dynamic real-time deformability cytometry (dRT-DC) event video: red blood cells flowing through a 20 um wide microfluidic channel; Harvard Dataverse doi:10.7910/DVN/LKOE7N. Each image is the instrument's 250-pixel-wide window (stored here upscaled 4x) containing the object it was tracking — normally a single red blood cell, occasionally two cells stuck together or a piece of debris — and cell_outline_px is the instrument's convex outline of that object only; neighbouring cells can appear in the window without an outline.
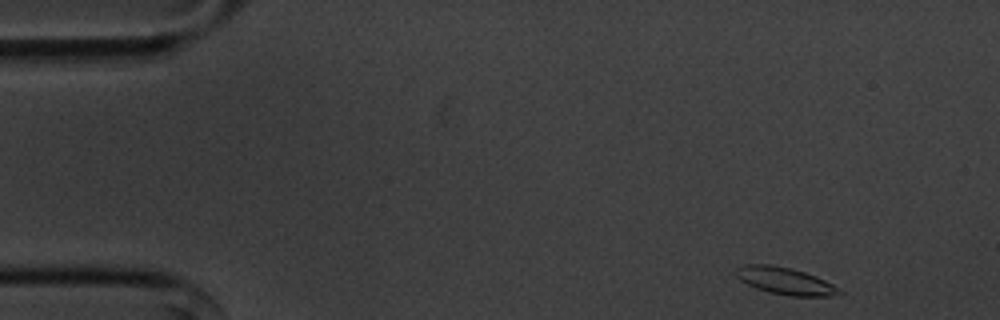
{"species": "common noctule bat (a hibernating species)", "species_latin": "Nyctalus noctula", "temperature_condition": "cold", "stored_images_in_passage": 51, "camera_frame_rate_fps": 3000, "um_per_image_px": 0.085, "animal": {"sex": "male", "body_mass_g": 20.1, "forearm_length_mm": 53.5}, "frame": {"image": 1, "passage_image": 1, "time_ms": 0.0, "image_size_px": [1000, 320], "cell_outline_px": [[844, 292], [832, 296], [792, 296], [768, 292], [756, 288], [740, 280], [736, 276], [736, 268], [744, 264], [768, 264], [792, 268], [816, 276], [840, 288]], "centroid_in_image_um": [66.74, 23.88], "position_along_channel_um": 18.3, "area_um2": 16.3}}
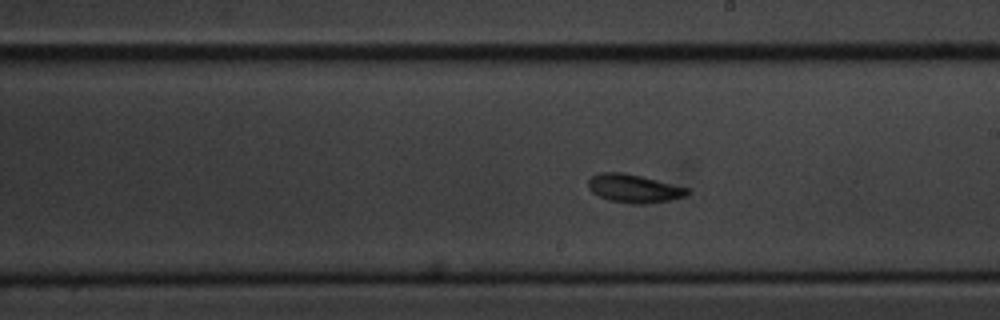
{"frame": {"image": 2, "passage_image": 27, "time_ms": 8.667, "image_size_px": [1000, 320], "cell_outline_px": [[688, 192], [684, 196], [672, 200], [648, 204], [632, 204], [608, 200], [592, 192], [588, 188], [588, 180], [592, 176], [600, 172], [624, 172], [688, 188]], "centroid_in_image_um": [53.85, 16.03], "position_along_channel_um": 235.2, "area_um2": 16.3}}
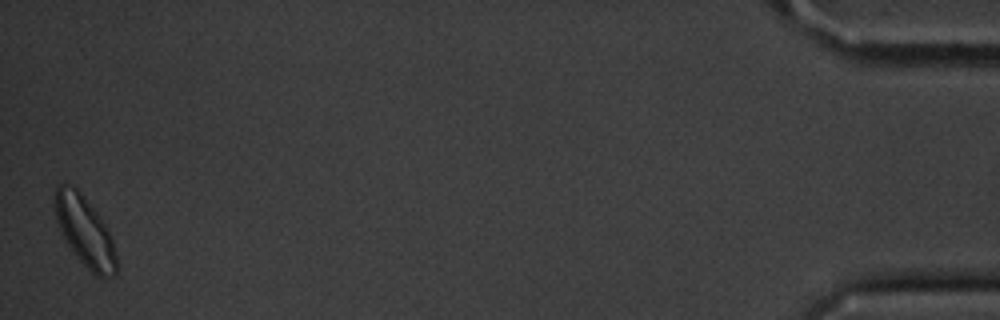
{"frame": {"image": 3, "passage_image": 51, "time_ms": 16.667, "image_size_px": [1000, 320], "cell_outline_px": [[116, 276], [96, 276], [80, 260], [68, 244], [60, 232], [56, 220], [52, 204], [52, 200], [56, 184], [68, 184], [76, 188], [80, 192], [96, 212], [104, 224], [112, 240], [116, 256]], "centroid_in_image_um": [7.15, 19.61], "position_along_channel_um": 428.1, "area_um2": 24.85}, "authors_computed_cell_mechanics": {"area_um2": 16.2418, "velocity_mm_per_s": 3.5478, "shape_relaxation_time_tau1_ms": 2.063, "shape_relaxation_time_tau2_ms": 3.4818, "deformation_change_tau1": 0.1269, "deformation_change_tau2": 0.1012}}